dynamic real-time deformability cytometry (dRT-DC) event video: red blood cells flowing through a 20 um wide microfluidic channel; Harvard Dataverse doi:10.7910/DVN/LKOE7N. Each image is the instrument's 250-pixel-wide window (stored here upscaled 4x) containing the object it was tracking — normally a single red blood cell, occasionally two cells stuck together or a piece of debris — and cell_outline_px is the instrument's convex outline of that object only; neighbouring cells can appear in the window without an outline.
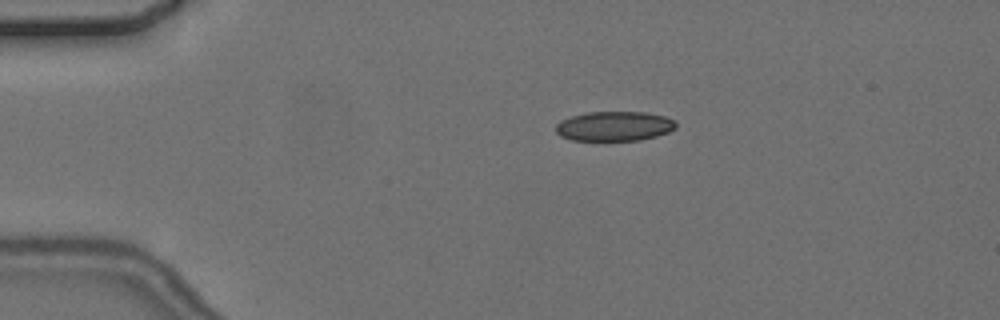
{"species": "common noctule bat (a hibernating species)", "species_latin": "Nyctalus noctula", "temperature_condition": "cold", "stored_images_in_passage": 2, "camera_frame_rate_fps": 3000, "um_per_image_px": 0.085, "animal": {"sex": "female", "body_mass_g": 24.6, "forearm_length_mm": 56.2}, "frame": {"image": 1, "passage_image": 2, "time_ms": 2.0, "image_size_px": [1000, 320], "cell_outline_px": [[676, 128], [668, 132], [656, 136], [640, 140], [572, 140], [560, 136], [556, 132], [556, 124], [560, 120], [572, 116], [588, 112], [644, 112], [664, 116], [676, 120]], "centroid_in_image_um": [52.22, 10.72], "position_along_channel_um": 32.8, "area_um2": 20.75}}